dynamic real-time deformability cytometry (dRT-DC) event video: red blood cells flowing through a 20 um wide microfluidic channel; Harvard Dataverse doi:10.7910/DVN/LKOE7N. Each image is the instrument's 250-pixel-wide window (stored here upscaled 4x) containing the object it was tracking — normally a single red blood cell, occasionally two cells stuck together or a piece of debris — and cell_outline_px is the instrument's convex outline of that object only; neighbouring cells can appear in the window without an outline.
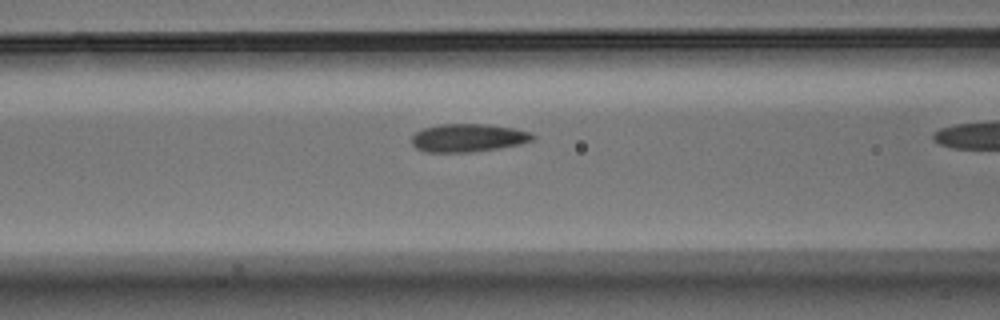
{"species": "Egyptian fruit bat (a non-hibernating species)", "species_latin": "Rousettus aegyptiacus", "temperature_condition": "warm", "stored_images_in_passage": 11, "camera_frame_rate_fps": 3000, "um_per_image_px": 0.085, "animal": {"sex": "male"}, "frame": {"image": 1, "passage_image": 10, "time_ms": 3.0, "image_size_px": [1000, 320], "cell_outline_px": [[536, 140], [520, 144], [500, 148], [472, 152], [424, 152], [416, 148], [412, 144], [412, 136], [416, 132], [424, 128], [440, 124], [488, 124], [512, 128], [532, 132], [536, 136]], "centroid_in_image_um": [39.83, 11.72], "position_along_channel_um": 126.8, "area_um2": 20.0}}